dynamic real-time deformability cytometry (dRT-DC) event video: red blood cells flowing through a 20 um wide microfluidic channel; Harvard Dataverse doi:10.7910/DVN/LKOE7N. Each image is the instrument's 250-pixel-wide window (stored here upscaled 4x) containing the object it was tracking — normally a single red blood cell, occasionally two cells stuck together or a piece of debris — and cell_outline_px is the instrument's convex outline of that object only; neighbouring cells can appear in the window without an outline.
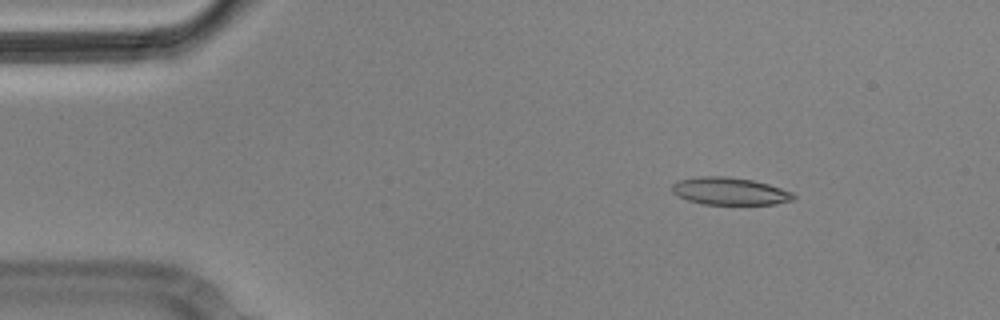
{"species": "Egyptian fruit bat (a non-hibernating species)", "species_latin": "Rousettus aegyptiacus", "temperature_condition": "cold", "stored_images_in_passage": 3, "camera_frame_rate_fps": 3000, "um_per_image_px": 0.085, "animal": {"sex": "male"}, "frame": {"image": 1, "passage_image": 1, "time_ms": 0.0, "image_size_px": [1000, 320], "cell_outline_px": [[796, 196], [792, 200], [776, 204], [704, 204], [688, 200], [672, 192], [672, 184], [676, 180], [700, 176], [728, 176], [752, 180], [768, 184], [792, 192]], "centroid_in_image_um": [62.01, 16.24], "position_along_channel_um": 23.0, "area_um2": 19.36}}